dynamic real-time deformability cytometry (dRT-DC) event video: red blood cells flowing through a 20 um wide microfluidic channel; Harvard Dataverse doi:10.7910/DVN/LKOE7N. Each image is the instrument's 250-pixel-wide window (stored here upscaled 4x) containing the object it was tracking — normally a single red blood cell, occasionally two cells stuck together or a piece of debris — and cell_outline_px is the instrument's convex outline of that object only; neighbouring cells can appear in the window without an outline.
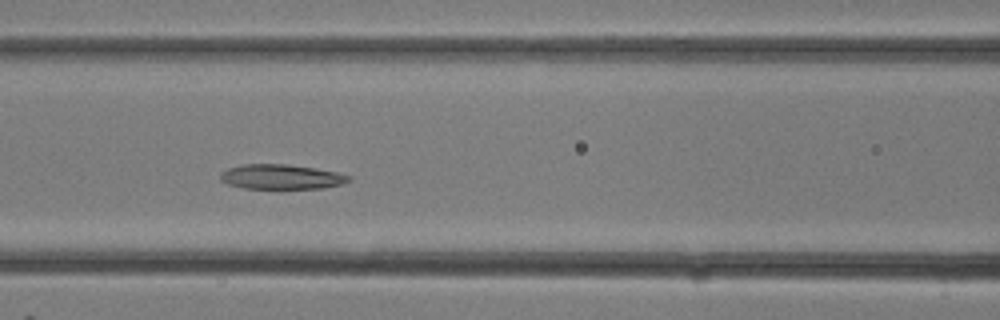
{"species": "common noctule bat (a hibernating species)", "species_latin": "Nyctalus noctula", "temperature_condition": "room temperature", "stored_images_in_passage": 26, "camera_frame_rate_fps": 3000, "um_per_image_px": 0.085, "animal": {"sex": "female"}, "frame": {"image": 1, "passage_image": 11, "time_ms": 3.333, "image_size_px": [1000, 320], "cell_outline_px": [[352, 180], [340, 184], [324, 188], [244, 188], [228, 184], [220, 180], [220, 172], [228, 168], [240, 164], [288, 164], [316, 168], [336, 172], [352, 176]], "centroid_in_image_um": [23.9, 15.02], "position_along_channel_um": 142.7, "area_um2": 18.61}}
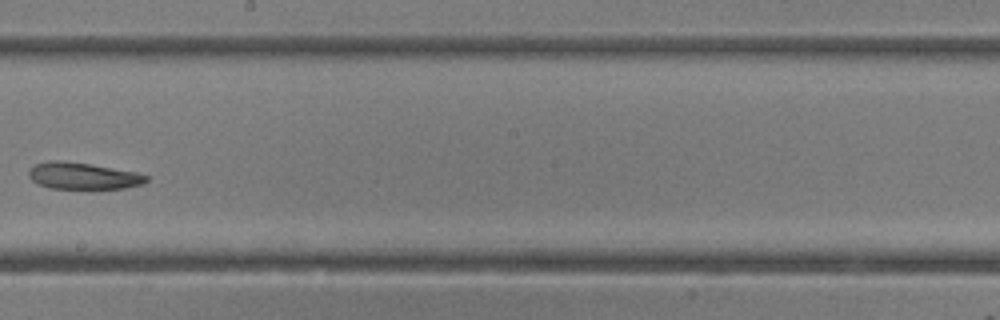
{"frame": {"image": 2, "passage_image": 15, "time_ms": 4.667, "image_size_px": [1000, 320], "cell_outline_px": [[148, 180], [144, 184], [124, 188], [48, 188], [36, 184], [28, 176], [28, 168], [36, 164], [48, 160], [64, 160], [136, 172], [148, 176]], "centroid_in_image_um": [7.0, 14.94], "position_along_channel_um": 241.2, "area_um2": 18.32}}
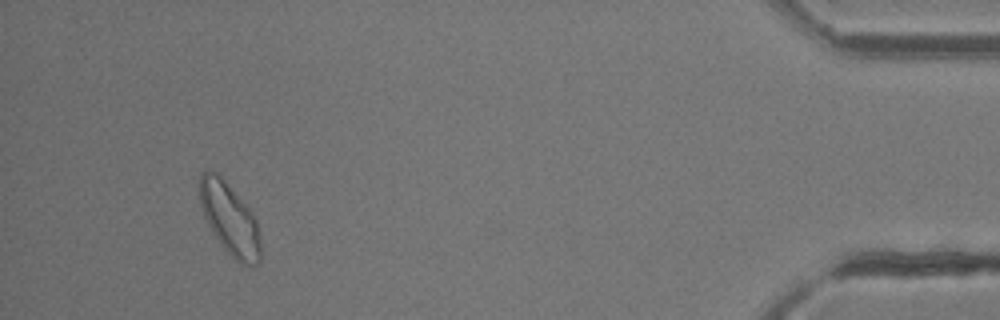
{"frame": {"image": 3, "passage_image": 25, "time_ms": 8.0, "image_size_px": [1000, 320], "cell_outline_px": [[260, 264], [252, 268], [240, 264], [224, 248], [208, 224], [204, 216], [200, 204], [196, 184], [200, 172], [208, 168], [216, 172], [224, 180], [252, 212], [256, 220], [260, 240]], "centroid_in_image_um": [19.49, 18.58], "position_along_channel_um": 415.7, "area_um2": 25.84}}